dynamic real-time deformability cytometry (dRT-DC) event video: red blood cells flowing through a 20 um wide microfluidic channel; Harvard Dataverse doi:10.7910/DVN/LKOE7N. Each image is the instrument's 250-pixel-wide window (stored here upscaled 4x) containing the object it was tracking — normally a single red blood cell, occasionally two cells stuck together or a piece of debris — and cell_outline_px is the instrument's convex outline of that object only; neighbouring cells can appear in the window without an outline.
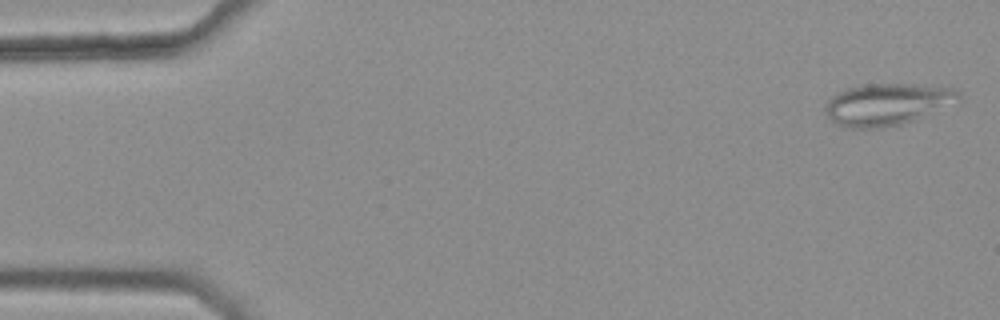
{"species": "common noctule bat (a hibernating species)", "species_latin": "Nyctalus noctula", "temperature_condition": "warm", "stored_images_in_passage": 5, "camera_frame_rate_fps": 3000, "um_per_image_px": 0.085, "animal": {"sex": "female", "body_mass_g": 25.1}, "frame": {"image": 1, "passage_image": 1, "time_ms": 0.0, "image_size_px": [1000, 320], "cell_outline_px": [[960, 96], [916, 120], [900, 124], [880, 128], [848, 128], [836, 124], [824, 112], [824, 108], [828, 100], [836, 92], [848, 88], [868, 84], [912, 84], [956, 88], [960, 92]], "centroid_in_image_um": [75.3, 8.86], "position_along_channel_um": 9.7, "area_um2": 31.96}}